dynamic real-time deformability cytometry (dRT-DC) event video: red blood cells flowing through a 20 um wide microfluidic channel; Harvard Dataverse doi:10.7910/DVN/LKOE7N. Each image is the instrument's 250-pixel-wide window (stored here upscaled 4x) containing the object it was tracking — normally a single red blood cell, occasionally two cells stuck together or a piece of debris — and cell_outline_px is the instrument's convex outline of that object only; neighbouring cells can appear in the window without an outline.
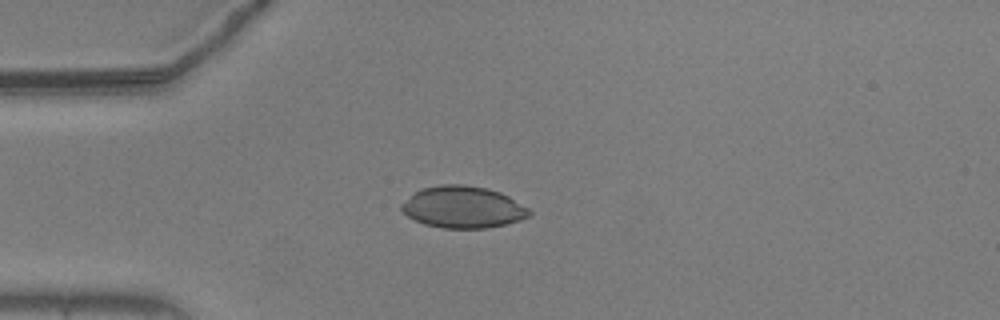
{"species": "common noctule bat (a hibernating species)", "species_latin": "Nyctalus noctula", "temperature_condition": "warm", "stored_images_in_passage": 42, "camera_frame_rate_fps": 3000, "um_per_image_px": 0.085, "animal": {"sex": "male", "body_mass_g": 20.5, "forearm_length_mm": 52.5}, "frame": {"image": 1, "passage_image": 1, "time_ms": 0.0, "image_size_px": [1000, 320], "cell_outline_px": [[532, 212], [528, 216], [520, 220], [488, 228], [444, 228], [424, 224], [408, 216], [400, 208], [400, 204], [420, 188], [440, 184], [464, 184], [488, 188], [500, 192], [508, 196], [528, 208]], "centroid_in_image_um": [39.34, 17.59], "position_along_channel_um": 45.7, "area_um2": 31.1}}
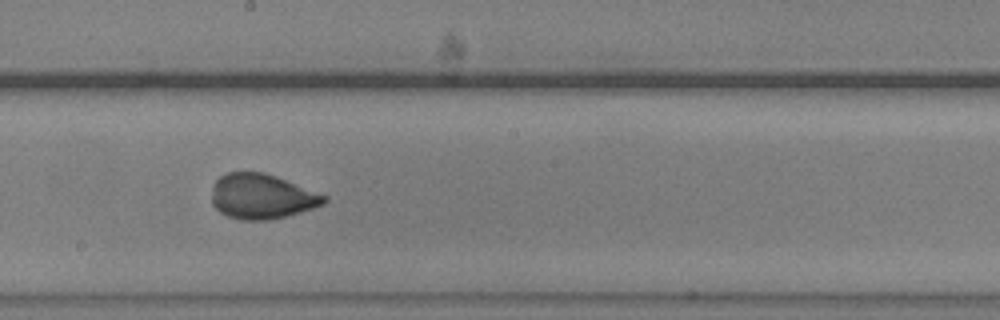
{"frame": {"image": 2, "passage_image": 17, "time_ms": 5.333, "image_size_px": [1000, 320], "cell_outline_px": [[328, 200], [324, 204], [300, 212], [268, 220], [240, 220], [228, 216], [220, 212], [212, 204], [212, 188], [216, 180], [220, 176], [228, 172], [264, 172], [276, 176], [328, 196]], "centroid_in_image_um": [22.25, 16.69], "position_along_channel_um": 226.0, "area_um2": 29.42}}
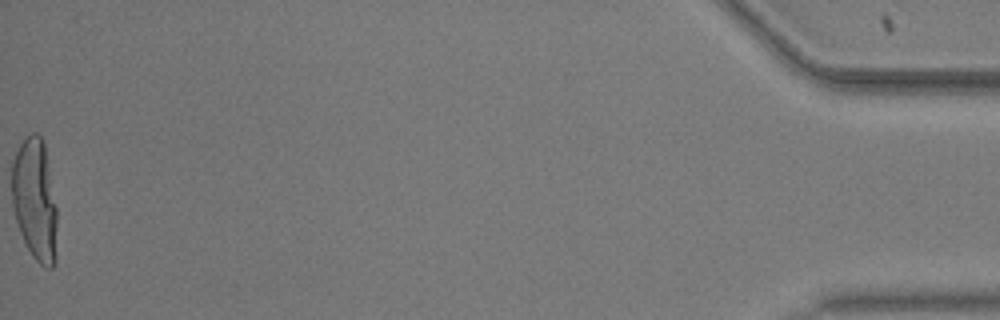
{"frame": {"image": 3, "passage_image": 42, "time_ms": 13.667, "image_size_px": [1000, 320], "cell_outline_px": [[56, 260], [52, 268], [48, 268], [40, 264], [32, 256], [20, 232], [12, 208], [12, 160], [20, 144], [32, 132], [36, 132], [40, 136], [44, 144], [56, 208]], "centroid_in_image_um": [2.95, 17.0], "position_along_channel_um": 432.2, "area_um2": 31.91}}